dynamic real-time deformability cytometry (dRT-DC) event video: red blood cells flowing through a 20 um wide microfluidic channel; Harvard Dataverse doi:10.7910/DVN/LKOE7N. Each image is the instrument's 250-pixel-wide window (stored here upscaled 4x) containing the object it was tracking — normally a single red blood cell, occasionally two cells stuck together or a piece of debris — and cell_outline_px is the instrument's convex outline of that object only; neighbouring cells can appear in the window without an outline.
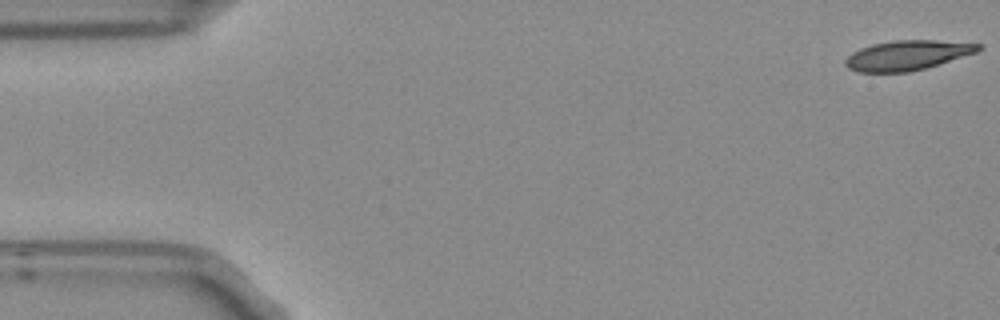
{"species": "Egyptian fruit bat (a non-hibernating species)", "species_latin": "Rousettus aegyptiacus", "temperature_condition": "room temperature", "stored_images_in_passage": 4, "camera_frame_rate_fps": 3000, "um_per_image_px": 0.085, "frame": {"image": 1, "passage_image": 1, "time_ms": 0.0, "image_size_px": [1000, 320], "cell_outline_px": [[980, 48], [976, 52], [924, 68], [908, 72], [856, 72], [848, 68], [844, 64], [844, 60], [852, 52], [860, 48], [872, 44], [892, 40], [936, 40], [980, 44]], "centroid_in_image_um": [77.03, 4.69], "position_along_channel_um": 8.0, "area_um2": 22.83}}